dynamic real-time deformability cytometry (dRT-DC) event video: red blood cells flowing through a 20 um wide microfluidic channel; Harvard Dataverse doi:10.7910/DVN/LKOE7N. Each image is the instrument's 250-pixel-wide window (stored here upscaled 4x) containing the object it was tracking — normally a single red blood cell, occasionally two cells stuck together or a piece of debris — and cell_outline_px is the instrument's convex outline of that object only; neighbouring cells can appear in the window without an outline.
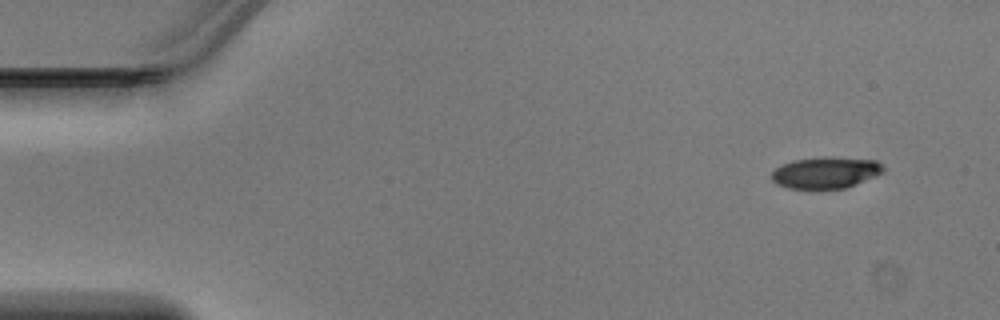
{"species": "Egyptian fruit bat (a non-hibernating species)", "species_latin": "Rousettus aegyptiacus", "temperature_condition": "warm", "stored_images_in_passage": 44, "camera_frame_rate_fps": 3000, "um_per_image_px": 0.085, "animal": {"sex": "male"}, "frame": {"image": 1, "passage_image": 1, "time_ms": 0.0, "image_size_px": [1000, 320], "cell_outline_px": [[884, 172], [876, 176], [844, 188], [820, 192], [808, 192], [788, 188], [776, 184], [772, 180], [772, 172], [776, 168], [792, 160], [824, 156], [876, 160], [884, 168]], "centroid_in_image_um": [70.14, 14.72], "position_along_channel_um": 14.9, "area_um2": 21.33}}
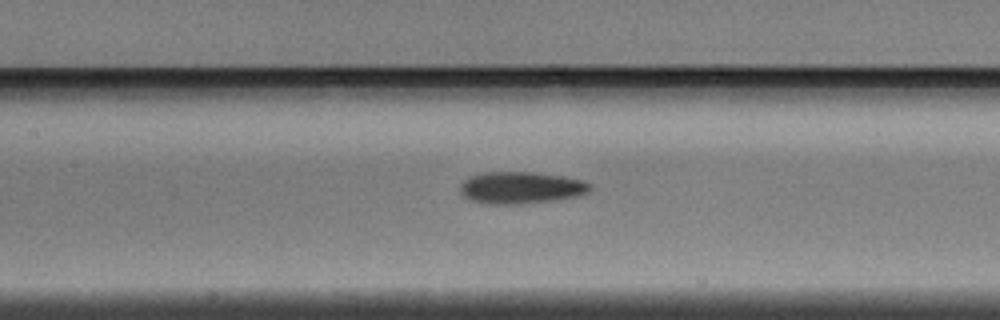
{"frame": {"image": 2, "passage_image": 19, "time_ms": 6.0, "image_size_px": [1000, 320], "cell_outline_px": [[592, 188], [588, 192], [576, 196], [552, 200], [512, 204], [492, 204], [472, 200], [464, 196], [460, 192], [460, 184], [468, 176], [484, 172], [536, 172], [564, 176], [584, 180], [592, 184]], "centroid_in_image_um": [44.29, 15.93], "position_along_channel_um": 163.1, "area_um2": 24.16}}
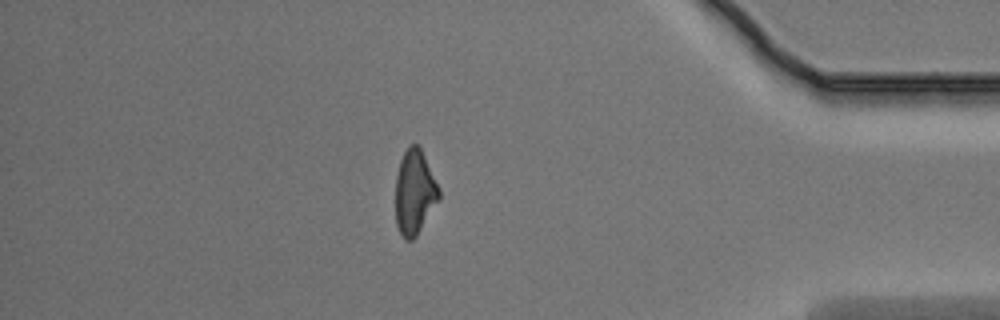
{"frame": {"image": 3, "passage_image": 38, "time_ms": 12.333, "image_size_px": [1000, 320], "cell_outline_px": [[440, 200], [416, 236], [412, 240], [404, 240], [396, 224], [396, 176], [400, 160], [404, 152], [412, 144], [420, 144], [440, 188]], "centroid_in_image_um": [35.26, 16.33], "position_along_channel_um": 399.9, "area_um2": 21.73}}